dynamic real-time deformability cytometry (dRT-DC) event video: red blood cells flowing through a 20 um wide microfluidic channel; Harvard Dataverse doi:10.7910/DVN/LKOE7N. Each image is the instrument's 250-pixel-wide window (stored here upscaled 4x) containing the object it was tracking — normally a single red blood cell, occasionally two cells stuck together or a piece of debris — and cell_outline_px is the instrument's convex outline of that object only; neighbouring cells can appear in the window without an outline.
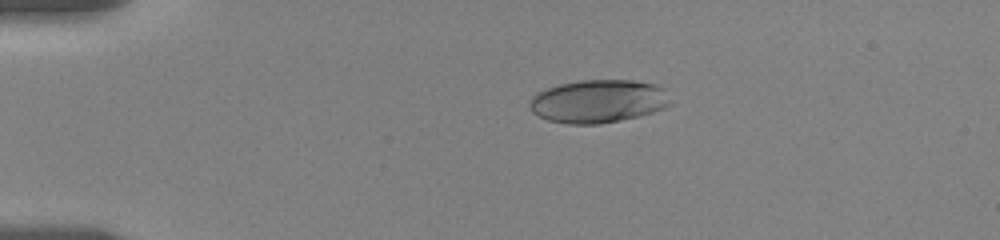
{"species": "human", "species_latin": "Homo sapiens", "temperature_condition": "room temperature", "stored_images_in_passage": 24, "camera_frame_rate_fps": 3000, "um_per_image_px": 0.085, "donor": {"sex": "female"}, "frame": {"image": 1, "passage_image": 1, "time_ms": 0.0, "image_size_px": [1000, 240], "cell_outline_px": [[672, 104], [664, 108], [652, 112], [620, 120], [600, 124], [568, 124], [548, 120], [532, 112], [528, 108], [528, 100], [536, 92], [560, 84], [580, 80], [632, 80], [652, 84], [660, 88]], "centroid_in_image_um": [50.77, 8.61], "position_along_channel_um": 34.2, "area_um2": 35.14}}
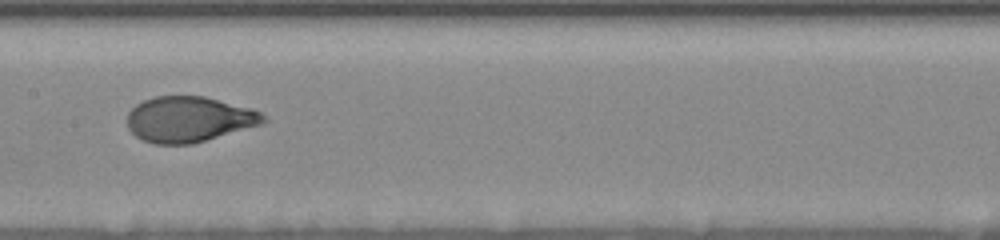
{"frame": {"image": 2, "passage_image": 14, "time_ms": 4.333, "image_size_px": [1000, 240], "cell_outline_px": [[268, 120], [264, 124], [192, 144], [152, 144], [136, 136], [128, 128], [128, 112], [136, 104], [144, 100], [156, 96], [204, 96], [252, 108], [268, 116]], "centroid_in_image_um": [16.11, 10.14], "position_along_channel_um": 191.3, "area_um2": 36.41}}
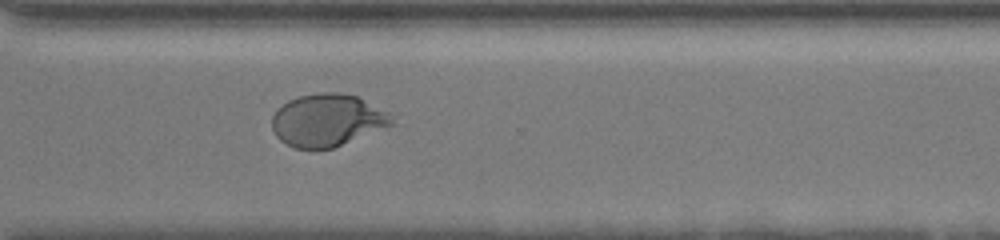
{"frame": {"image": 3, "passage_image": 24, "time_ms": 7.667, "image_size_px": [1000, 240], "cell_outline_px": [[392, 124], [332, 148], [296, 148], [280, 140], [276, 136], [272, 128], [272, 116], [276, 108], [288, 100], [300, 96], [320, 92], [340, 92], [356, 96], [388, 112], [392, 116]], "centroid_in_image_um": [27.77, 10.19], "position_along_channel_um": 342.8, "area_um2": 36.07}}